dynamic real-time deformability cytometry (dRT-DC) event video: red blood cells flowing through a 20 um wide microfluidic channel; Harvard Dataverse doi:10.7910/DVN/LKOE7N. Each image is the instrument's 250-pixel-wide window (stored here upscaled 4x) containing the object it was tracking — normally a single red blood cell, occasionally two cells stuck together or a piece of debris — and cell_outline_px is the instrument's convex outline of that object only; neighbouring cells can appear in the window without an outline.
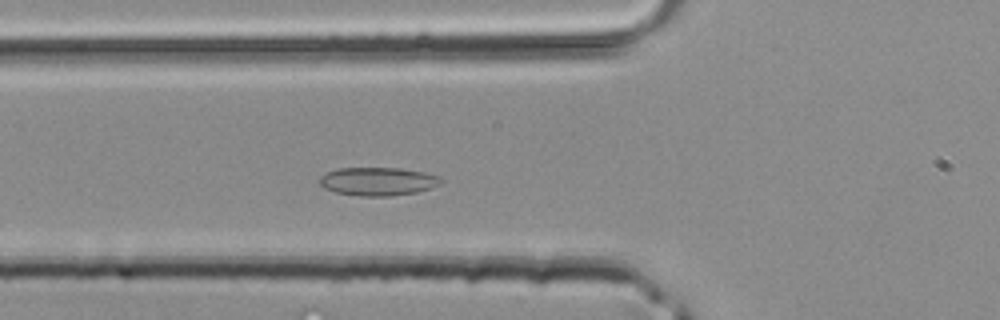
{"species": "common noctule bat (a hibernating species)", "species_latin": "Nyctalus noctula", "temperature_condition": "room temperature", "stored_images_in_passage": 28, "camera_frame_rate_fps": 3000, "um_per_image_px": 0.085, "animal": {"sex": "male", "body_mass_g": 20.4}, "frame": {"image": 1, "passage_image": 2, "time_ms": 0.333, "image_size_px": [1000, 320], "cell_outline_px": [[444, 180], [440, 184], [432, 188], [416, 192], [392, 196], [360, 196], [336, 192], [324, 188], [320, 184], [320, 176], [328, 172], [340, 168], [400, 168], [424, 172], [440, 176]], "centroid_in_image_um": [32.16, 15.42], "position_along_channel_um": 93.6, "area_um2": 20.06}}
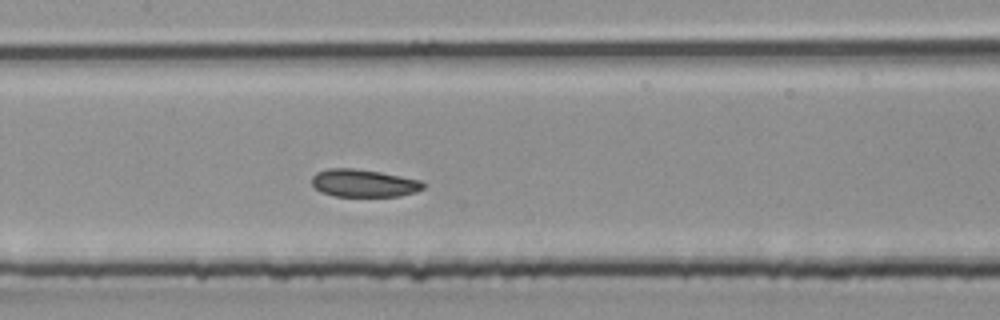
{"frame": {"image": 2, "passage_image": 7, "time_ms": 2.0, "image_size_px": [1000, 320], "cell_outline_px": [[428, 184], [424, 188], [416, 192], [400, 196], [336, 196], [320, 192], [312, 184], [312, 176], [316, 172], [328, 168], [352, 168], [380, 172], [420, 180]], "centroid_in_image_um": [30.93, 15.57], "position_along_channel_um": 176.5, "area_um2": 18.03}}
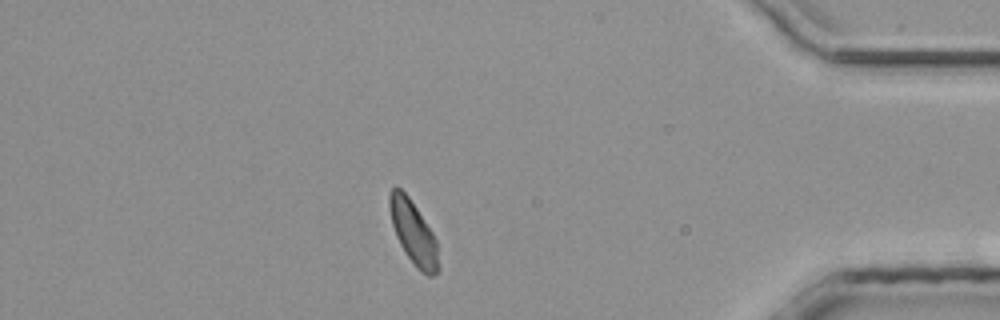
{"frame": {"image": 3, "passage_image": 23, "time_ms": 7.333, "image_size_px": [1000, 320], "cell_outline_px": [[440, 272], [432, 276], [428, 276], [420, 272], [416, 268], [404, 252], [396, 236], [392, 224], [388, 204], [388, 196], [392, 188], [396, 184], [408, 196], [432, 232], [436, 240], [440, 268]], "centroid_in_image_um": [35.14, 19.81], "position_along_channel_um": 400.1, "area_um2": 18.26}}